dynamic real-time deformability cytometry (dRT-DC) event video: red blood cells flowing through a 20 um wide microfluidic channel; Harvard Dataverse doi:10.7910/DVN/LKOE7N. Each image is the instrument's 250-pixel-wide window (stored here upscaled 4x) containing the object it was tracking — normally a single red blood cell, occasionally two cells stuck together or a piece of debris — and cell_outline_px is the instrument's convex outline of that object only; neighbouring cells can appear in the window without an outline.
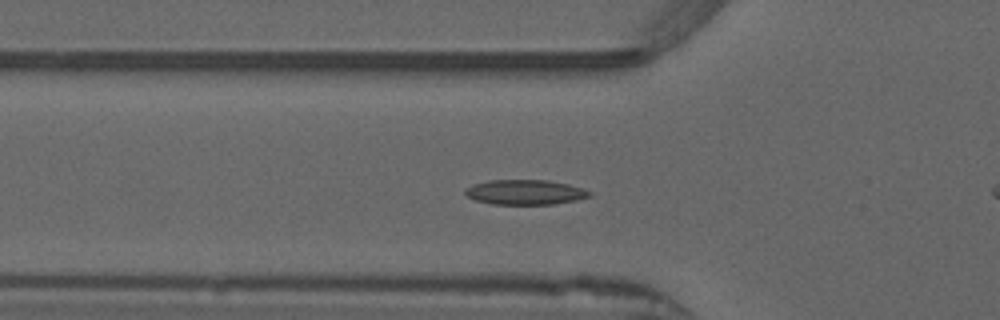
{"species": "common noctule bat (a hibernating species)", "species_latin": "Nyctalus noctula", "temperature_condition": "warm", "stored_images_in_passage": 52, "camera_frame_rate_fps": 3000, "um_per_image_px": 0.085, "animal": {"sex": "male", "forearm_length_mm": 52.5}, "frame": {"image": 1, "passage_image": 16, "time_ms": 5.0, "image_size_px": [1000, 320], "cell_outline_px": [[592, 196], [576, 200], [552, 204], [492, 204], [476, 200], [468, 196], [464, 192], [464, 188], [472, 184], [488, 180], [548, 180], [568, 184], [584, 188], [592, 192]], "centroid_in_image_um": [44.64, 16.33], "position_along_channel_um": 81.2, "area_um2": 18.15}, "authors_computed_cell_mechanics": {"area_um2": 17.2244, "velocity_mm_per_s": 3.8668, "shape_relaxation_time_tau1_ms": null, "shape_relaxation_time_tau2_ms": 2.6858, "deformation_change_tau1": null, "deformation_change_tau2": 0.0722}}